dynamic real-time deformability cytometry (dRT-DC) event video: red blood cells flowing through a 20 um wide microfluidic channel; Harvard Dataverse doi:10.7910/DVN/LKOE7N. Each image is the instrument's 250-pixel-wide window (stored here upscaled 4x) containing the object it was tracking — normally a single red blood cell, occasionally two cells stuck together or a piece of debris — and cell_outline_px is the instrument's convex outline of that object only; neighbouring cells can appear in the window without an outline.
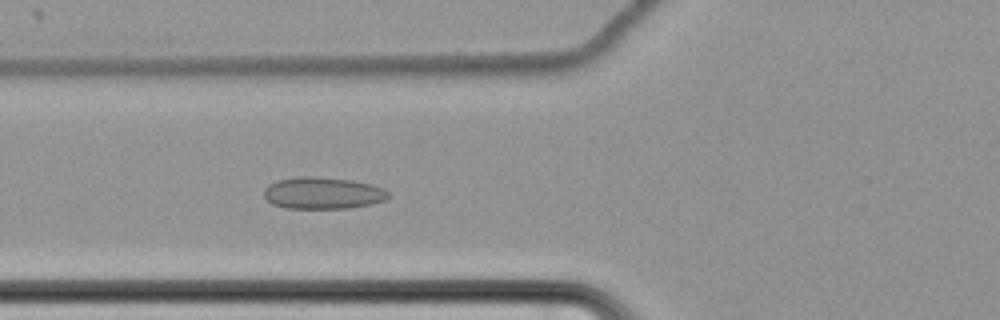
{"species": "common noctule bat (a hibernating species)", "species_latin": "Nyctalus noctula", "temperature_condition": "cold", "stored_images_in_passage": 66, "camera_frame_rate_fps": 3000, "um_per_image_px": 0.085, "animal": {"sex": "female", "body_mass_g": 22.7, "forearm_length_mm": 54.2}, "frame": {"image": 1, "passage_image": 29, "time_ms": 9.333, "image_size_px": [1000, 320], "cell_outline_px": [[392, 196], [388, 200], [372, 204], [348, 208], [284, 208], [272, 204], [264, 196], [264, 188], [268, 184], [276, 180], [296, 176], [308, 176], [352, 180], [372, 184], [384, 188]], "centroid_in_image_um": [27.46, 16.41], "position_along_channel_um": 98.3, "area_um2": 23.41}}
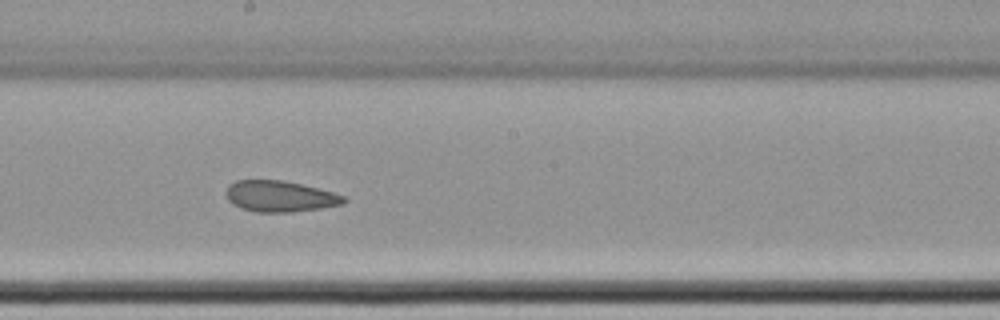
{"frame": {"image": 2, "passage_image": 40, "time_ms": 13.0, "image_size_px": [1000, 320], "cell_outline_px": [[348, 200], [344, 204], [320, 208], [292, 212], [256, 212], [240, 208], [232, 204], [228, 200], [228, 184], [236, 180], [280, 180], [300, 184], [332, 192], [344, 196]], "centroid_in_image_um": [23.79, 16.69], "position_along_channel_um": 224.4, "area_um2": 21.15}}
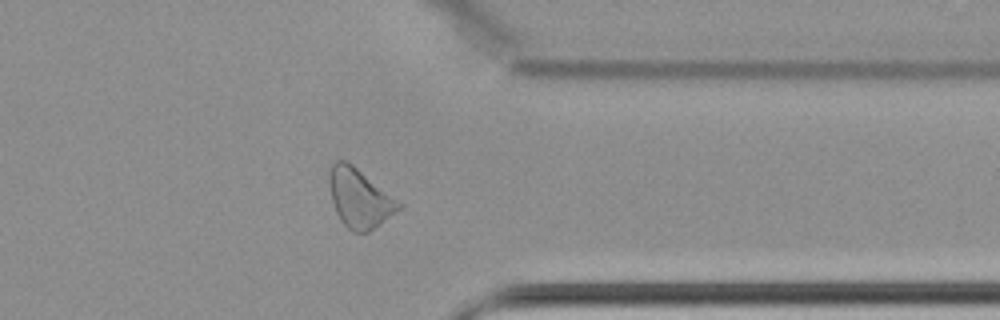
{"frame": {"image": 3, "passage_image": 54, "time_ms": 17.667, "image_size_px": [1000, 320], "cell_outline_px": [[404, 204], [400, 208], [368, 232], [352, 232], [340, 220], [336, 212], [332, 200], [328, 180], [328, 172], [332, 164], [336, 160], [344, 160], [352, 164]], "centroid_in_image_um": [30.53, 16.82], "position_along_channel_um": 380.9, "area_um2": 23.64}, "authors_computed_cell_mechanics": {"area_um2": 24.1893, "velocity_mm_per_s": 3.4439, "shape_relaxation_time_tau1_ms": null, "shape_relaxation_time_tau2_ms": 5.2689, "deformation_change_tau1": null, "deformation_change_tau2": 0.1288}}